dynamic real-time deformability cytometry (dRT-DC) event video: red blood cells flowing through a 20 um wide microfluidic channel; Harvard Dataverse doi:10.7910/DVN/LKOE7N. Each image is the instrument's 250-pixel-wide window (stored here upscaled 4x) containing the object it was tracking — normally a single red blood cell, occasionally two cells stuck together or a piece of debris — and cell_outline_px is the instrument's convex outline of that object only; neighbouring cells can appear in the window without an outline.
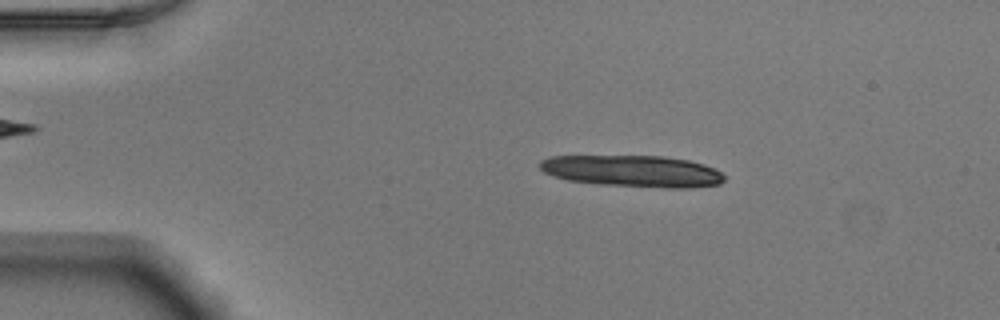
{"species": "Egyptian fruit bat (a non-hibernating species)", "species_latin": "Rousettus aegyptiacus", "temperature_condition": "warm", "stored_images_in_passage": 49, "camera_frame_rate_fps": 3000, "um_per_image_px": 0.085, "animal": {"sex": "male"}, "frame": {"image": 1, "passage_image": 7, "time_ms": 2.0, "image_size_px": [1000, 320], "cell_outline_px": [[724, 180], [720, 184], [688, 188], [664, 188], [600, 184], [568, 180], [552, 176], [544, 172], [540, 168], [540, 160], [548, 156], [664, 156], [688, 160], [704, 164], [716, 168], [724, 176]], "centroid_in_image_um": [53.78, 14.54], "position_along_channel_um": 31.2, "area_um2": 34.16}}
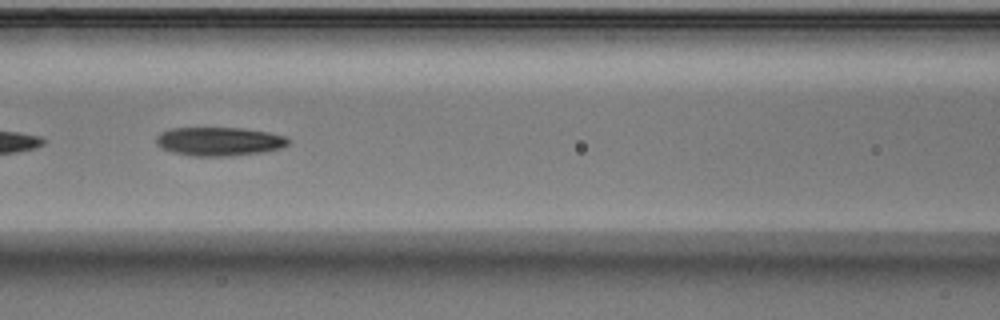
{"frame": {"image": 2, "passage_image": 21, "time_ms": 6.667, "image_size_px": [1000, 320], "cell_outline_px": [[288, 144], [280, 148], [260, 152], [228, 156], [192, 156], [172, 152], [156, 144], [156, 136], [160, 132], [168, 128], [244, 128], [268, 132], [284, 136], [288, 140]], "centroid_in_image_um": [18.58, 12.01], "position_along_channel_um": 148.0, "area_um2": 21.96}}
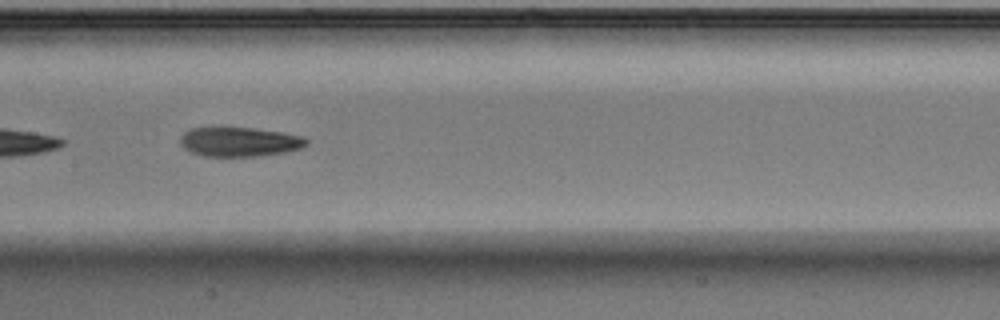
{"frame": {"image": 3, "passage_image": 24, "time_ms": 7.667, "image_size_px": [1000, 320], "cell_outline_px": [[308, 144], [300, 148], [284, 152], [256, 156], [204, 156], [192, 152], [184, 148], [180, 144], [180, 136], [188, 128], [252, 128], [280, 132], [300, 136], [308, 140]], "centroid_in_image_um": [20.31, 12.05], "position_along_channel_um": 187.1, "area_um2": 21.33}, "authors_computed_cell_mechanics": {"area_um2": 21.3282, "velocity_mm_per_s": 3.9261, "shape_relaxation_time_tau1_ms": 6.7846, "shape_relaxation_time_tau2_ms": 5.8837, "deformation_change_tau1": 0.1653, "deformation_change_tau2": 0.1336}}